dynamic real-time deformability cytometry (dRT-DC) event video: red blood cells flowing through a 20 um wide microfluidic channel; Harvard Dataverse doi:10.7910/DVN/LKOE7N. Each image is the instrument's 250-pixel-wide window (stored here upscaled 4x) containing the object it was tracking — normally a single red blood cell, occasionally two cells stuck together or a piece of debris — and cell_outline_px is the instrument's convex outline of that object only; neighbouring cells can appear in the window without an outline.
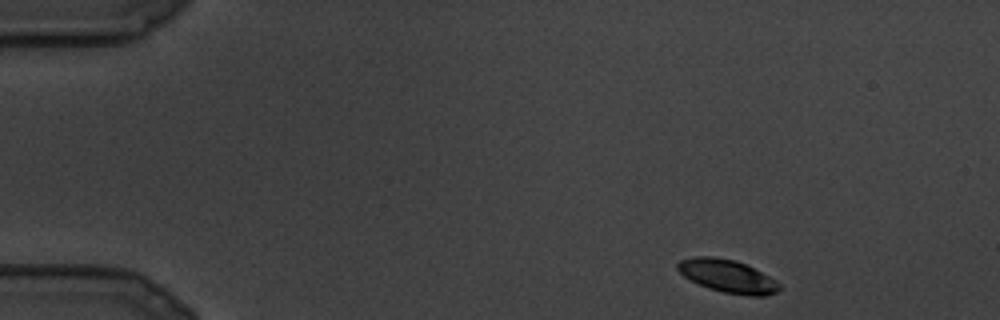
{"species": "common noctule bat (a hibernating species)", "species_latin": "Nyctalus noctula", "temperature_condition": "cold", "stored_images_in_passage": 8, "camera_frame_rate_fps": 3000, "um_per_image_px": 0.085, "animal": {"sex": "male", "body_mass_g": 19.5, "forearm_length_mm": 54.6}, "frame": {"image": 1, "passage_image": 1, "time_ms": 0.0, "image_size_px": [1000, 320], "cell_outline_px": [[784, 288], [776, 292], [764, 296], [752, 296], [724, 292], [708, 288], [684, 276], [676, 268], [676, 264], [680, 260], [692, 256], [712, 256], [736, 260], [776, 280]], "centroid_in_image_um": [61.84, 23.46], "position_along_channel_um": 23.2, "area_um2": 19.42}}
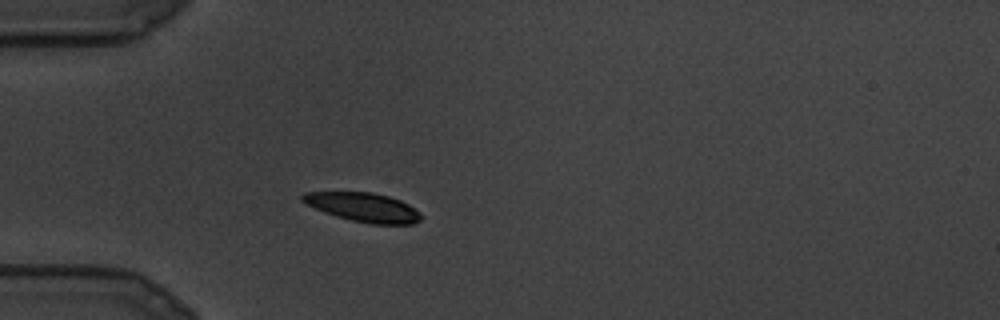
{"frame": {"image": 2, "passage_image": 6, "time_ms": 1.667, "image_size_px": [1000, 320], "cell_outline_px": [[420, 220], [412, 224], [372, 224], [352, 220], [336, 216], [324, 212], [304, 204], [300, 200], [300, 196], [304, 192], [372, 192], [388, 196], [400, 200], [408, 204], [420, 212]], "centroid_in_image_um": [30.84, 17.61], "position_along_channel_um": 54.2, "area_um2": 20.06}}
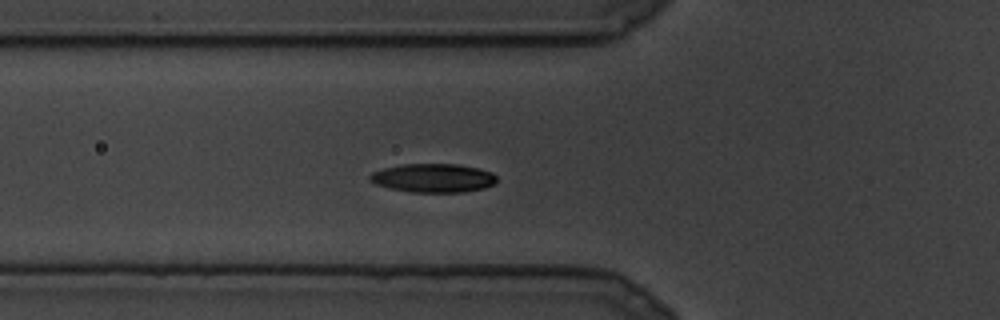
{"frame": {"image": 3, "passage_image": 8, "time_ms": 2.333, "image_size_px": [1000, 320], "cell_outline_px": [[496, 180], [492, 184], [484, 188], [464, 192], [412, 192], [392, 188], [376, 184], [368, 180], [368, 176], [372, 172], [384, 168], [400, 164], [456, 164], [480, 168], [492, 172], [496, 176]], "centroid_in_image_um": [36.82, 15.12], "position_along_channel_um": 89.0, "area_um2": 21.21}}